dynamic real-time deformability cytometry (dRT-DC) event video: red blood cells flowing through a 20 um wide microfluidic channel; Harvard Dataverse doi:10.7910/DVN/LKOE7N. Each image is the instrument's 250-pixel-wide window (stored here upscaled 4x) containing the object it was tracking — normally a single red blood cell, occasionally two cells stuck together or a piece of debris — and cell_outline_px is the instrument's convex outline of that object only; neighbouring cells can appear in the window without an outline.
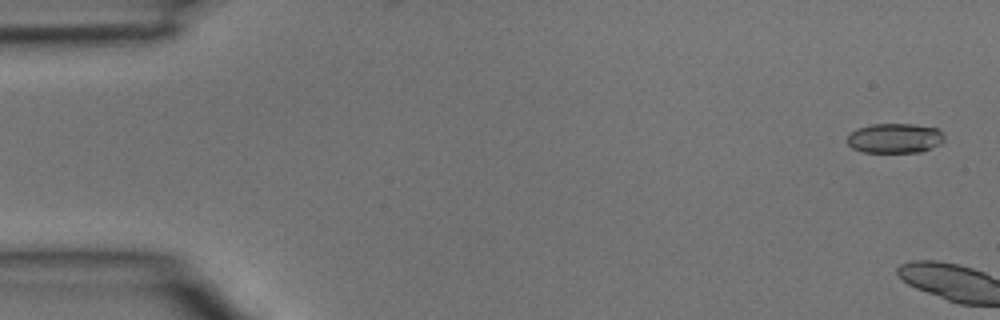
{"species": "common noctule bat (a hibernating species)", "species_latin": "Nyctalus noctula", "temperature_condition": "room temperature", "stored_images_in_passage": 6, "camera_frame_rate_fps": 3000, "um_per_image_px": 0.085, "animal": {"sex": "male", "body_mass_g": 15.6}, "frame": {"image": 1, "passage_image": 1, "time_ms": 0.0, "image_size_px": [1000, 320], "cell_outline_px": [[944, 140], [940, 144], [920, 152], [864, 152], [852, 148], [848, 144], [848, 136], [856, 128], [872, 124], [912, 124], [940, 128], [944, 136]], "centroid_in_image_um": [76.08, 11.74], "position_along_channel_um": 8.9, "area_um2": 16.88}}